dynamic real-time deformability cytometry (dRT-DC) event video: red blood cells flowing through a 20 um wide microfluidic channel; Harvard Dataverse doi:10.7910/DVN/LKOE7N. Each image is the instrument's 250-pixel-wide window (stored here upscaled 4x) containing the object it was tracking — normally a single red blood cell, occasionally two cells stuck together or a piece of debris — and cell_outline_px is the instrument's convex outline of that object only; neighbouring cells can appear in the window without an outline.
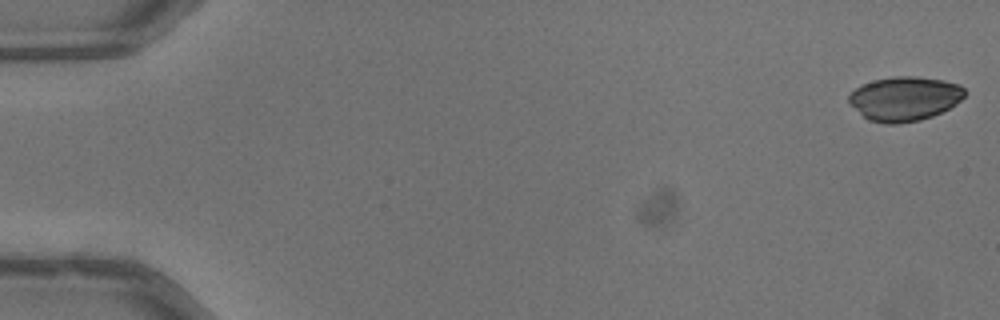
{"species": "common noctule bat (a hibernating species)", "species_latin": "Nyctalus noctula", "temperature_condition": "warm", "stored_images_in_passage": 47, "camera_frame_rate_fps": 3000, "um_per_image_px": 0.085, "animal": {"sex": "male", "body_mass_g": 13.3}, "frame": {"image": 1, "passage_image": 1, "time_ms": 0.0, "image_size_px": [1000, 320], "cell_outline_px": [[968, 92], [956, 104], [932, 116], [920, 120], [900, 124], [884, 124], [868, 120], [848, 104], [848, 96], [860, 84], [872, 80], [892, 76], [916, 76], [944, 80], [960, 84]], "centroid_in_image_um": [76.87, 8.38], "position_along_channel_um": 8.1, "area_um2": 30.35}}
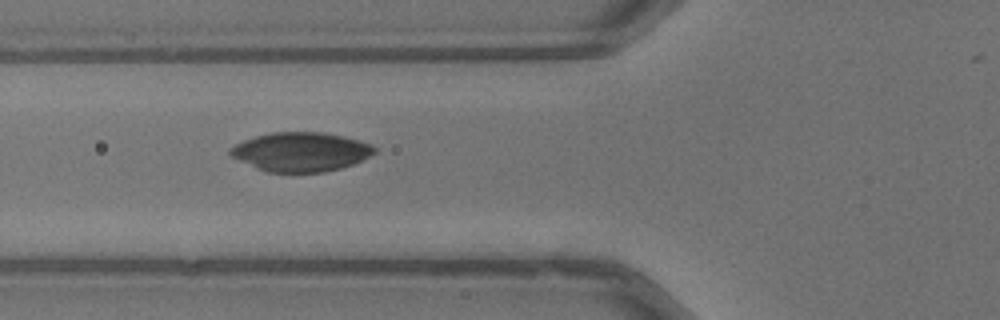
{"frame": {"image": 2, "passage_image": 20, "time_ms": 6.333, "image_size_px": [1000, 320], "cell_outline_px": [[376, 152], [352, 164], [340, 168], [324, 172], [268, 172], [232, 156], [228, 152], [228, 148], [244, 140], [256, 136], [272, 132], [324, 132], [344, 136], [360, 140], [372, 144], [376, 148]], "centroid_in_image_um": [25.6, 12.89], "position_along_channel_um": 100.2, "area_um2": 32.6}}
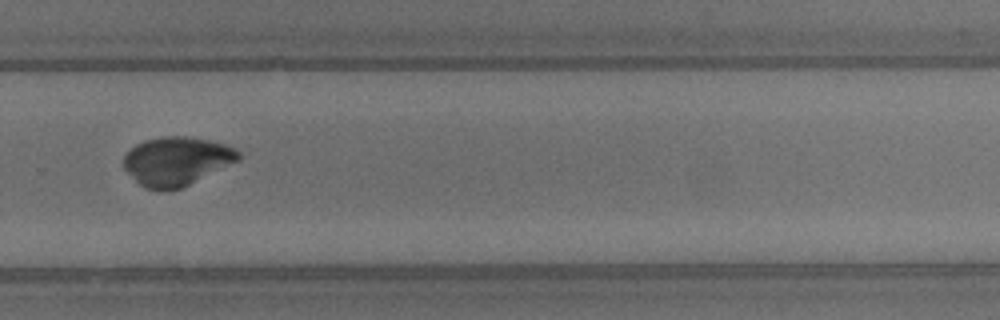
{"frame": {"image": 3, "passage_image": 36, "time_ms": 11.667, "image_size_px": [1000, 320], "cell_outline_px": [[240, 160], [180, 188], [164, 192], [160, 192], [144, 188], [124, 168], [124, 156], [136, 144], [144, 140], [160, 136], [184, 136], [208, 140], [224, 144], [236, 148], [240, 152]], "centroid_in_image_um": [15.01, 13.7], "position_along_channel_um": 314.8, "area_um2": 32.54}}